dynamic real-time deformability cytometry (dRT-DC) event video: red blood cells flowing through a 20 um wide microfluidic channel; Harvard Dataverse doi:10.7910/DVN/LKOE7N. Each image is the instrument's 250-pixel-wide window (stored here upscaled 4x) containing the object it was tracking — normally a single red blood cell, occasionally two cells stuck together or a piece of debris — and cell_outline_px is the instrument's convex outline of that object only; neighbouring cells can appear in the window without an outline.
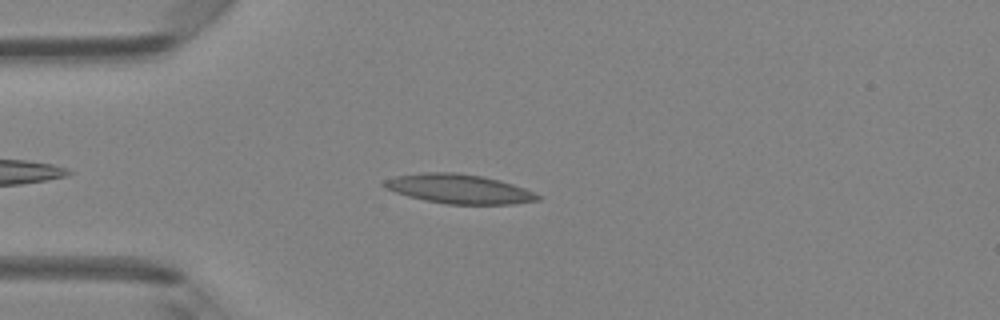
{"species": "Egyptian fruit bat (a non-hibernating species)", "species_latin": "Rousettus aegyptiacus", "temperature_condition": "room temperature", "stored_images_in_passage": 37, "camera_frame_rate_fps": 3000, "um_per_image_px": 0.085, "animal": {"sex": "female"}, "frame": {"image": 1, "passage_image": 6, "time_ms": 1.667, "image_size_px": [1000, 320], "cell_outline_px": [[544, 196], [540, 200], [516, 204], [448, 204], [424, 200], [408, 196], [384, 188], [380, 184], [384, 180], [396, 176], [424, 172], [456, 172], [480, 176], [500, 180], [536, 192]], "centroid_in_image_um": [39.04, 16.06], "position_along_channel_um": 46.0, "area_um2": 26.41}}
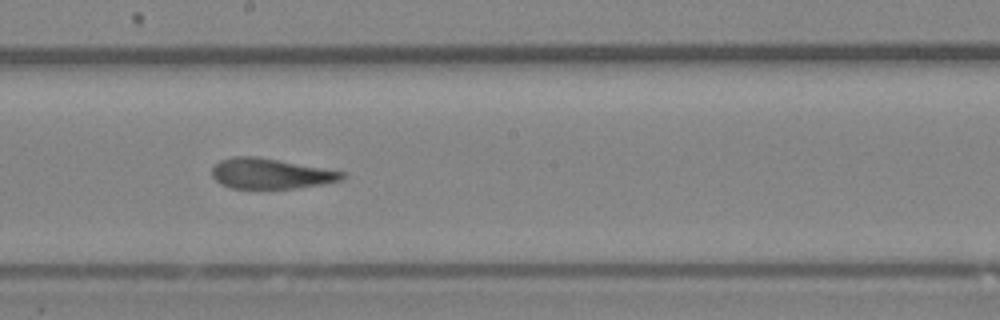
{"frame": {"image": 2, "passage_image": 20, "time_ms": 6.333, "image_size_px": [1000, 320], "cell_outline_px": [[348, 176], [340, 180], [324, 184], [296, 188], [232, 188], [220, 184], [212, 176], [212, 168], [220, 160], [232, 156], [256, 156], [280, 160], [324, 168], [344, 172]], "centroid_in_image_um": [23.0, 14.75], "position_along_channel_um": 225.2, "area_um2": 23.06}}
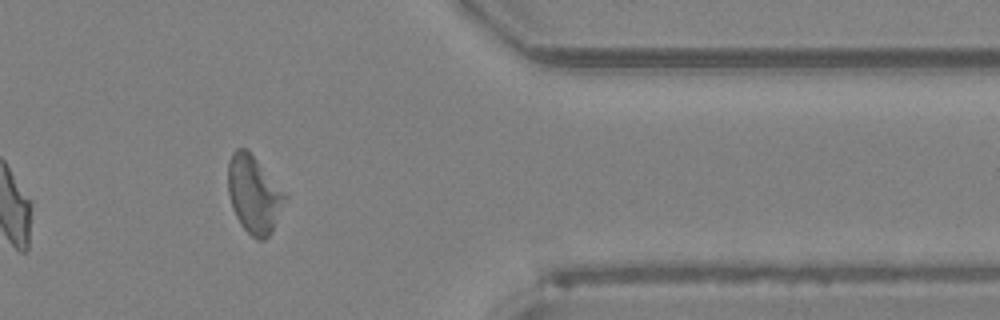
{"frame": {"image": 3, "passage_image": 33, "time_ms": 10.667, "image_size_px": [1000, 320], "cell_outline_px": [[288, 200], [272, 232], [264, 240], [256, 240], [240, 224], [232, 208], [228, 192], [228, 164], [232, 152], [236, 148], [244, 148], [256, 160], [288, 196]], "centroid_in_image_um": [21.6, 16.57], "position_along_channel_um": 389.8, "area_um2": 25.61}, "authors_computed_cell_mechanics": {"area_um2": 25.143, "velocity_mm_per_s": 4.222, "shape_relaxation_time_tau1_ms": 10.1858, "shape_relaxation_time_tau2_ms": 2.0032, "deformation_change_tau1": 0.2374, "deformation_change_tau2": 0.1134}}